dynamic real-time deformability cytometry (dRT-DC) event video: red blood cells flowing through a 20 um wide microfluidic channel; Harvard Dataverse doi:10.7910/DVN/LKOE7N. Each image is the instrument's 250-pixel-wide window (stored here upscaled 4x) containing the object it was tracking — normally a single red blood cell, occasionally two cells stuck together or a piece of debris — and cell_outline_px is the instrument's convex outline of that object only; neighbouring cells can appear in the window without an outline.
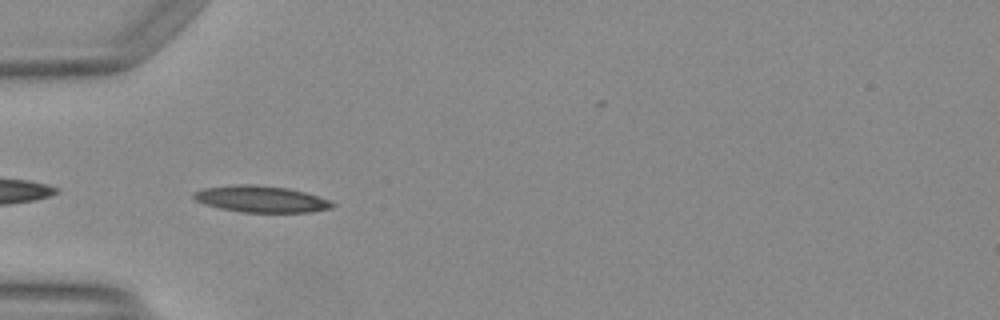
{"species": "Egyptian fruit bat (a non-hibernating species)", "species_latin": "Rousettus aegyptiacus", "temperature_condition": "warm", "stored_images_in_passage": 19, "camera_frame_rate_fps": 3000, "um_per_image_px": 0.085, "animal": {"sex": "female"}, "frame": {"image": 1, "passage_image": 1, "time_ms": 0.0, "image_size_px": [1000, 320], "cell_outline_px": [[336, 204], [332, 208], [312, 212], [240, 212], [220, 208], [204, 204], [196, 200], [192, 196], [192, 192], [204, 188], [236, 184], [252, 184], [288, 188], [304, 192], [332, 200]], "centroid_in_image_um": [22.2, 16.92], "position_along_channel_um": 62.8, "area_um2": 21.56}}
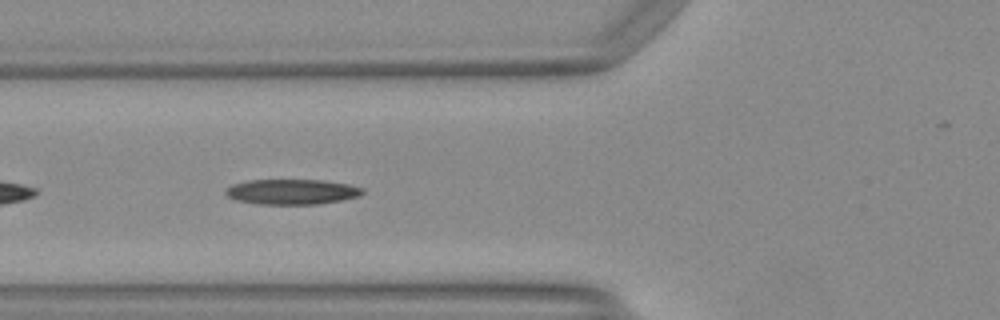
{"frame": {"image": 2, "passage_image": 4, "time_ms": 1.0, "image_size_px": [1000, 320], "cell_outline_px": [[364, 192], [360, 196], [320, 204], [260, 204], [236, 200], [228, 196], [224, 192], [224, 188], [232, 184], [248, 180], [320, 180], [348, 184], [364, 188]], "centroid_in_image_um": [24.79, 16.3], "position_along_channel_um": 101.0, "area_um2": 20.17}}